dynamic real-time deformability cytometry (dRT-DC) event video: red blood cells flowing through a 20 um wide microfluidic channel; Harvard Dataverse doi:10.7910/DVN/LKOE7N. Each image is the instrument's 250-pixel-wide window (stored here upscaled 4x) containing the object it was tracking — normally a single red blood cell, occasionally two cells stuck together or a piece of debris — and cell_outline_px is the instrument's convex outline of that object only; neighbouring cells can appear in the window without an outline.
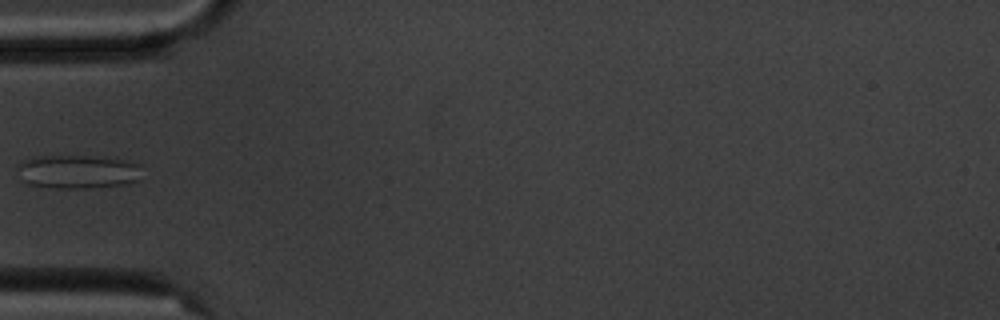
{"species": "common noctule bat (a hibernating species)", "species_latin": "Nyctalus noctula", "temperature_condition": "cold", "stored_images_in_passage": 6, "camera_frame_rate_fps": 3000, "um_per_image_px": 0.085, "animal": {"sex": "male", "body_mass_g": 20.1, "forearm_length_mm": 53.5}, "frame": {"image": 1, "passage_image": 6, "time_ms": 6.667, "image_size_px": [1000, 320], "cell_outline_px": [[140, 180], [124, 184], [88, 188], [56, 188], [28, 184], [24, 180], [16, 164], [20, 160], [32, 156], [116, 156], [140, 164]], "centroid_in_image_um": [6.65, 14.56], "position_along_channel_um": 78.3, "area_um2": 24.91}}